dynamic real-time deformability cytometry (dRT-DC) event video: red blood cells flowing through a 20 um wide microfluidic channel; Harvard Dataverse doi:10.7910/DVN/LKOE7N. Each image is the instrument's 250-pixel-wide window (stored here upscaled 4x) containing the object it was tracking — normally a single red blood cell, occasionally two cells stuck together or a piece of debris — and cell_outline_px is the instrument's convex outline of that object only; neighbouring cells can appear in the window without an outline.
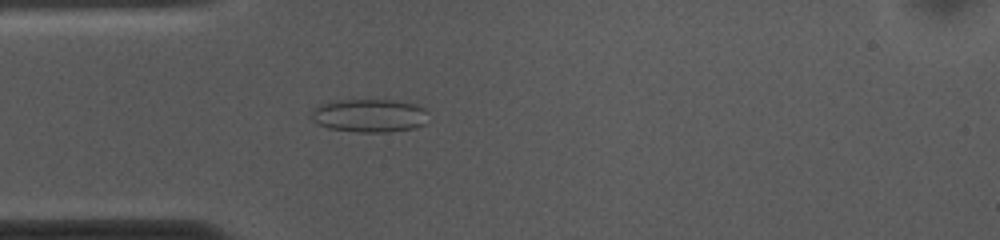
{"species": "common noctule bat (a hibernating species)", "species_latin": "Nyctalus noctula", "temperature_condition": "cold", "stored_images_in_passage": 53, "camera_frame_rate_fps": 3000, "um_per_image_px": 0.085, "animal": {"sex": "female", "body_mass_g": 10.0, "forearm_length_mm": 53.1}, "frame": {"image": 1, "passage_image": 14, "time_ms": 4.333, "image_size_px": [1000, 240], "cell_outline_px": [[428, 112], [424, 124], [416, 128], [388, 132], [356, 132], [328, 128], [312, 120], [312, 108], [320, 104], [340, 100], [392, 100], [416, 104], [424, 108]], "centroid_in_image_um": [31.41, 9.83], "position_along_channel_um": 53.6, "area_um2": 22.72}}
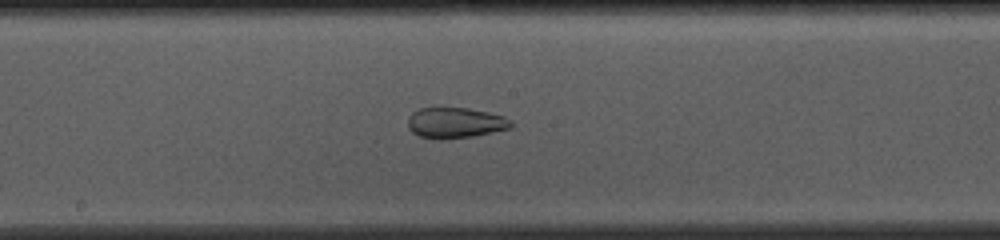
{"frame": {"image": 2, "passage_image": 27, "time_ms": 8.667, "image_size_px": [1000, 240], "cell_outline_px": [[512, 128], [472, 136], [440, 140], [420, 136], [412, 132], [408, 128], [408, 116], [412, 112], [420, 108], [468, 108], [488, 112], [504, 116], [512, 120]], "centroid_in_image_um": [38.69, 10.44], "position_along_channel_um": 209.5, "area_um2": 18.5}}
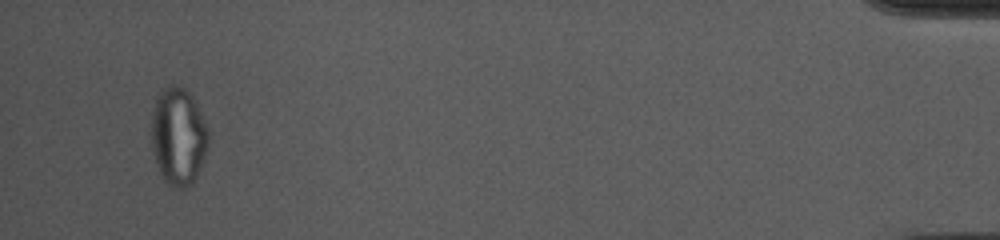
{"frame": {"image": 3, "passage_image": 51, "time_ms": 16.667, "image_size_px": [1000, 240], "cell_outline_px": [[208, 144], [204, 156], [196, 176], [192, 184], [184, 188], [180, 188], [168, 184], [164, 180], [156, 164], [152, 148], [152, 116], [156, 100], [160, 92], [168, 84], [176, 84], [184, 88], [196, 100], [208, 128]], "centroid_in_image_um": [15.16, 11.56], "position_along_channel_um": 420.0, "area_um2": 32.31}, "authors_computed_cell_mechanics": {"area_um2": 25.2586, "velocity_mm_per_s": 3.681, "shape_relaxation_time_tau1_ms": null, "shape_relaxation_time_tau2_ms": 1.6171, "deformation_change_tau1": null, "deformation_change_tau2": 0.0673}}